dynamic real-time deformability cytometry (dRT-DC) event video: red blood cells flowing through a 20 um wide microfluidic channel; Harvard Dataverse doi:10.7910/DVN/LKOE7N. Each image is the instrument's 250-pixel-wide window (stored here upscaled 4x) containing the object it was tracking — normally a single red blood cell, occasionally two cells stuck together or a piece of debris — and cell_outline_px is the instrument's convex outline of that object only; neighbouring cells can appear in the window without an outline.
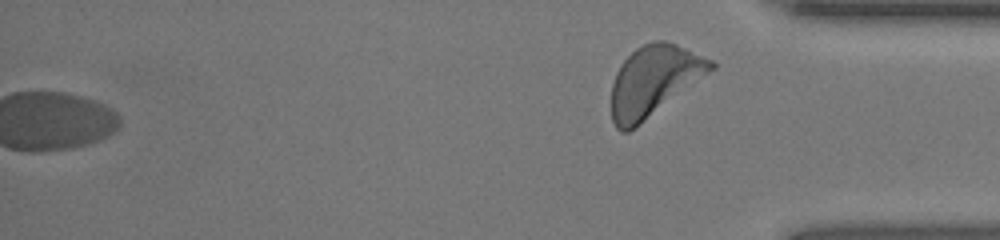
{"species": "human", "species_latin": "Homo sapiens", "temperature_condition": "room temperature", "stored_images_in_passage": 41, "segment_of_instrument_passage": [2, 2], "camera_frame_rate_fps": 3000, "um_per_image_px": 0.085, "donor": {"sex": "female"}, "frame": {"image": 1, "passage_image": 41, "time_ms": 13.333, "image_size_px": [1000, 240], "cell_outline_px": [[716, 68], [628, 132], [620, 132], [616, 128], [612, 120], [612, 84], [616, 72], [620, 64], [636, 48], [652, 40], [664, 40], [676, 44], [712, 60], [716, 64]], "centroid_in_image_um": [55.57, 6.85], "position_along_channel_um": 379.6, "area_um2": 40.34}}